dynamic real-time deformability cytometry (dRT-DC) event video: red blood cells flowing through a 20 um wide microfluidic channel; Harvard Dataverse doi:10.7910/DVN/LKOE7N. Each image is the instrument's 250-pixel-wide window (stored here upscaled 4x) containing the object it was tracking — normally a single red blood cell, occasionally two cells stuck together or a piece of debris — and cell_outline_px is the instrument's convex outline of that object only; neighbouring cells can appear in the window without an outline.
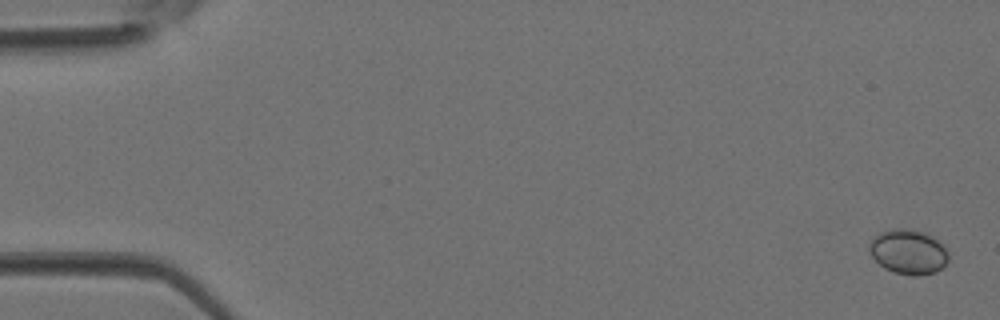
{"species": "Egyptian fruit bat (a non-hibernating species)", "species_latin": "Rousettus aegyptiacus", "temperature_condition": "room temperature", "stored_images_in_passage": 4, "camera_frame_rate_fps": 3000, "um_per_image_px": 0.085, "animal": {"sex": "female"}, "frame": {"image": 1, "passage_image": 1, "time_ms": 0.0, "image_size_px": [1000, 320], "cell_outline_px": [[948, 260], [936, 272], [920, 276], [912, 276], [896, 272], [884, 268], [868, 252], [868, 248], [872, 240], [880, 232], [892, 228], [904, 228], [924, 232], [932, 236], [944, 244], [948, 252]], "centroid_in_image_um": [77.22, 21.4], "position_along_channel_um": 7.8, "area_um2": 20.69}}
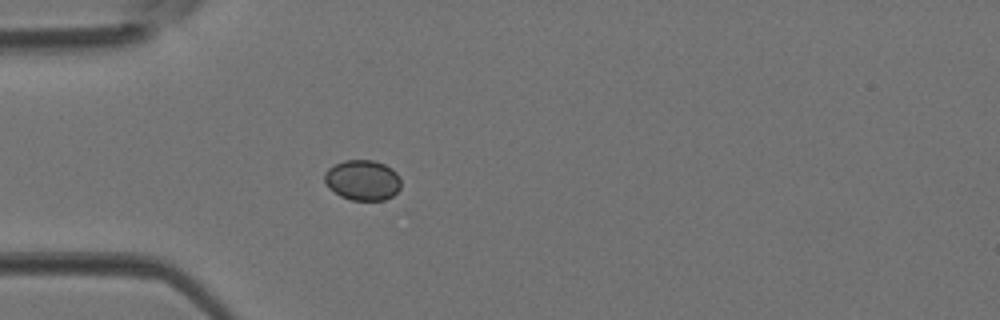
{"frame": {"image": 2, "passage_image": 4, "time_ms": 1.0, "image_size_px": [1000, 320], "cell_outline_px": [[400, 188], [392, 196], [384, 200], [352, 200], [340, 196], [328, 188], [324, 180], [324, 172], [328, 168], [344, 160], [372, 160], [384, 164], [392, 168], [396, 172], [400, 180]], "centroid_in_image_um": [30.8, 15.31], "position_along_channel_um": 54.2, "area_um2": 18.03}}